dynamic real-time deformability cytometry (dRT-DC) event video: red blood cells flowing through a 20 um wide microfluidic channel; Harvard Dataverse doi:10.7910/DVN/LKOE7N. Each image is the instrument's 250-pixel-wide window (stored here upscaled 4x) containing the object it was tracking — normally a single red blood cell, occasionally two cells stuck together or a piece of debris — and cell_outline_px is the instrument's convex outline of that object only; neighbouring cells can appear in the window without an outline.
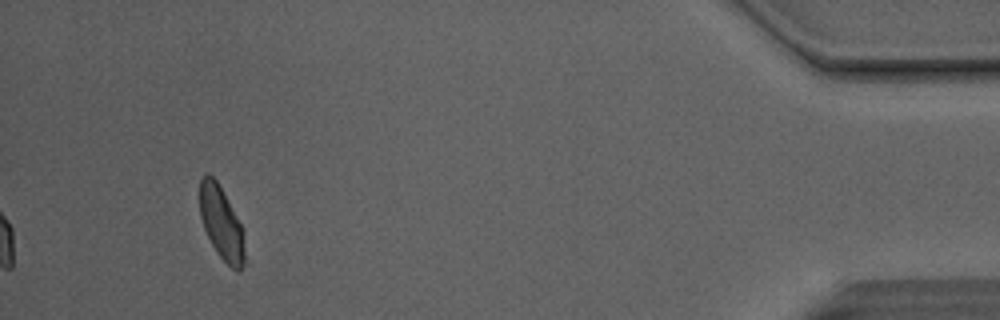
{"species": "Egyptian fruit bat (a non-hibernating species)", "species_latin": "Rousettus aegyptiacus", "temperature_condition": "room temperature", "stored_images_in_passage": 42, "camera_frame_rate_fps": 3000, "um_per_image_px": 0.085, "animal": {"sex": "male"}, "frame": {"image": 1, "passage_image": 42, "time_ms": 13.667, "image_size_px": [1000, 320], "cell_outline_px": [[244, 264], [240, 272], [236, 272], [216, 252], [204, 228], [200, 216], [200, 176], [208, 172], [216, 180], [240, 224], [244, 232]], "centroid_in_image_um": [18.81, 18.98], "position_along_channel_um": 416.4, "area_um2": 18.84}, "authors_computed_cell_mechanics": {"area_um2": 20.4034, "velocity_mm_per_s": 4.1271, "shape_relaxation_time_tau1_ms": 3.4548, "shape_relaxation_time_tau2_ms": 1.3129, "deformation_change_tau1": 0.1141, "deformation_change_tau2": 0.0491}}